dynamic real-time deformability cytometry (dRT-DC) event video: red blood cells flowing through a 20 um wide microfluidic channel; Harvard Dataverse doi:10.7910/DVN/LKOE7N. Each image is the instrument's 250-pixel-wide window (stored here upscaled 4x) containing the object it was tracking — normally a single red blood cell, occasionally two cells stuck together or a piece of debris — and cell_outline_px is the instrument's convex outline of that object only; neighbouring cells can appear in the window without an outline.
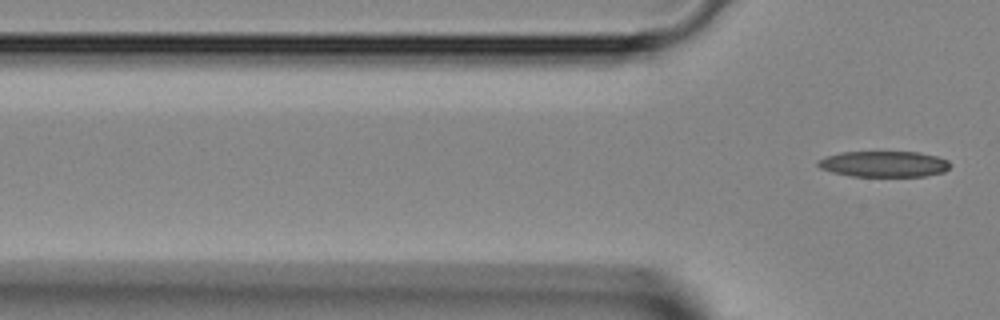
{"species": "Egyptian fruit bat (a non-hibernating species)", "species_latin": "Rousettus aegyptiacus", "temperature_condition": "room temperature", "stored_images_in_passage": 2, "camera_frame_rate_fps": 3000, "um_per_image_px": 0.085, "animal": {"sex": "female"}, "frame": {"image": 1, "passage_image": 2, "time_ms": 0.333, "image_size_px": [1000, 320], "cell_outline_px": [[948, 168], [944, 172], [924, 176], [852, 176], [832, 172], [820, 168], [816, 164], [816, 160], [824, 156], [840, 152], [920, 152], [936, 156], [948, 160]], "centroid_in_image_um": [75.07, 13.93], "position_along_channel_um": 50.7, "area_um2": 20.0}}